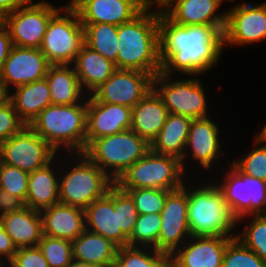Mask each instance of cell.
<instances>
[{
    "label": "cell",
    "mask_w": 266,
    "mask_h": 267,
    "mask_svg": "<svg viewBox=\"0 0 266 267\" xmlns=\"http://www.w3.org/2000/svg\"><path fill=\"white\" fill-rule=\"evenodd\" d=\"M7 264L10 267H48L38 246L17 248L15 256Z\"/></svg>",
    "instance_id": "obj_43"
},
{
    "label": "cell",
    "mask_w": 266,
    "mask_h": 267,
    "mask_svg": "<svg viewBox=\"0 0 266 267\" xmlns=\"http://www.w3.org/2000/svg\"><path fill=\"white\" fill-rule=\"evenodd\" d=\"M16 251L17 247L13 244L10 235L5 231L0 222V267H7L5 264L15 256ZM2 257L7 262L3 263Z\"/></svg>",
    "instance_id": "obj_44"
},
{
    "label": "cell",
    "mask_w": 266,
    "mask_h": 267,
    "mask_svg": "<svg viewBox=\"0 0 266 267\" xmlns=\"http://www.w3.org/2000/svg\"><path fill=\"white\" fill-rule=\"evenodd\" d=\"M25 126L11 101L0 106V144L19 133Z\"/></svg>",
    "instance_id": "obj_42"
},
{
    "label": "cell",
    "mask_w": 266,
    "mask_h": 267,
    "mask_svg": "<svg viewBox=\"0 0 266 267\" xmlns=\"http://www.w3.org/2000/svg\"><path fill=\"white\" fill-rule=\"evenodd\" d=\"M168 114L162 98L152 88L132 108L130 129L151 144L165 124Z\"/></svg>",
    "instance_id": "obj_24"
},
{
    "label": "cell",
    "mask_w": 266,
    "mask_h": 267,
    "mask_svg": "<svg viewBox=\"0 0 266 267\" xmlns=\"http://www.w3.org/2000/svg\"><path fill=\"white\" fill-rule=\"evenodd\" d=\"M184 173L179 158L149 150L115 184L121 189L152 188L172 191L183 186L184 181L181 178Z\"/></svg>",
    "instance_id": "obj_6"
},
{
    "label": "cell",
    "mask_w": 266,
    "mask_h": 267,
    "mask_svg": "<svg viewBox=\"0 0 266 267\" xmlns=\"http://www.w3.org/2000/svg\"><path fill=\"white\" fill-rule=\"evenodd\" d=\"M67 267H101V266L73 259Z\"/></svg>",
    "instance_id": "obj_50"
},
{
    "label": "cell",
    "mask_w": 266,
    "mask_h": 267,
    "mask_svg": "<svg viewBox=\"0 0 266 267\" xmlns=\"http://www.w3.org/2000/svg\"><path fill=\"white\" fill-rule=\"evenodd\" d=\"M218 130L217 124L210 120L209 117L192 120L185 148L186 152H184L183 157L180 159L184 172L185 164L183 162L188 155L187 150L189 149L192 152H190L192 158L200 162L201 167L207 170L210 169L217 157L223 156L220 151L221 144L218 138Z\"/></svg>",
    "instance_id": "obj_20"
},
{
    "label": "cell",
    "mask_w": 266,
    "mask_h": 267,
    "mask_svg": "<svg viewBox=\"0 0 266 267\" xmlns=\"http://www.w3.org/2000/svg\"><path fill=\"white\" fill-rule=\"evenodd\" d=\"M149 150L150 144L132 129H128L92 140L83 154L116 182Z\"/></svg>",
    "instance_id": "obj_5"
},
{
    "label": "cell",
    "mask_w": 266,
    "mask_h": 267,
    "mask_svg": "<svg viewBox=\"0 0 266 267\" xmlns=\"http://www.w3.org/2000/svg\"><path fill=\"white\" fill-rule=\"evenodd\" d=\"M224 45H245L266 39V2L241 3L226 12Z\"/></svg>",
    "instance_id": "obj_15"
},
{
    "label": "cell",
    "mask_w": 266,
    "mask_h": 267,
    "mask_svg": "<svg viewBox=\"0 0 266 267\" xmlns=\"http://www.w3.org/2000/svg\"><path fill=\"white\" fill-rule=\"evenodd\" d=\"M257 136L259 138H261L262 140L266 141V123H265L263 129L260 131V133Z\"/></svg>",
    "instance_id": "obj_52"
},
{
    "label": "cell",
    "mask_w": 266,
    "mask_h": 267,
    "mask_svg": "<svg viewBox=\"0 0 266 267\" xmlns=\"http://www.w3.org/2000/svg\"><path fill=\"white\" fill-rule=\"evenodd\" d=\"M46 79L52 104L73 105L82 101V94L85 93V90H82L74 65H50Z\"/></svg>",
    "instance_id": "obj_31"
},
{
    "label": "cell",
    "mask_w": 266,
    "mask_h": 267,
    "mask_svg": "<svg viewBox=\"0 0 266 267\" xmlns=\"http://www.w3.org/2000/svg\"><path fill=\"white\" fill-rule=\"evenodd\" d=\"M5 231L17 248L35 247L43 236L40 211L24 206L21 210L0 217Z\"/></svg>",
    "instance_id": "obj_25"
},
{
    "label": "cell",
    "mask_w": 266,
    "mask_h": 267,
    "mask_svg": "<svg viewBox=\"0 0 266 267\" xmlns=\"http://www.w3.org/2000/svg\"><path fill=\"white\" fill-rule=\"evenodd\" d=\"M170 78V75L161 72L153 77V89L162 98L168 112L191 119L208 117L205 91L200 79L169 82Z\"/></svg>",
    "instance_id": "obj_10"
},
{
    "label": "cell",
    "mask_w": 266,
    "mask_h": 267,
    "mask_svg": "<svg viewBox=\"0 0 266 267\" xmlns=\"http://www.w3.org/2000/svg\"><path fill=\"white\" fill-rule=\"evenodd\" d=\"M253 221L236 236L247 248L266 261V214L253 215Z\"/></svg>",
    "instance_id": "obj_40"
},
{
    "label": "cell",
    "mask_w": 266,
    "mask_h": 267,
    "mask_svg": "<svg viewBox=\"0 0 266 267\" xmlns=\"http://www.w3.org/2000/svg\"><path fill=\"white\" fill-rule=\"evenodd\" d=\"M225 25L183 26L159 10L161 73L197 77L217 64L224 48Z\"/></svg>",
    "instance_id": "obj_1"
},
{
    "label": "cell",
    "mask_w": 266,
    "mask_h": 267,
    "mask_svg": "<svg viewBox=\"0 0 266 267\" xmlns=\"http://www.w3.org/2000/svg\"><path fill=\"white\" fill-rule=\"evenodd\" d=\"M25 204L7 190L0 188V217L10 212L21 210Z\"/></svg>",
    "instance_id": "obj_45"
},
{
    "label": "cell",
    "mask_w": 266,
    "mask_h": 267,
    "mask_svg": "<svg viewBox=\"0 0 266 267\" xmlns=\"http://www.w3.org/2000/svg\"><path fill=\"white\" fill-rule=\"evenodd\" d=\"M231 239L191 236L170 256V267H222L224 252Z\"/></svg>",
    "instance_id": "obj_17"
},
{
    "label": "cell",
    "mask_w": 266,
    "mask_h": 267,
    "mask_svg": "<svg viewBox=\"0 0 266 267\" xmlns=\"http://www.w3.org/2000/svg\"><path fill=\"white\" fill-rule=\"evenodd\" d=\"M222 267H266V261L235 237L227 243Z\"/></svg>",
    "instance_id": "obj_36"
},
{
    "label": "cell",
    "mask_w": 266,
    "mask_h": 267,
    "mask_svg": "<svg viewBox=\"0 0 266 267\" xmlns=\"http://www.w3.org/2000/svg\"><path fill=\"white\" fill-rule=\"evenodd\" d=\"M6 25V15L0 11V30Z\"/></svg>",
    "instance_id": "obj_51"
},
{
    "label": "cell",
    "mask_w": 266,
    "mask_h": 267,
    "mask_svg": "<svg viewBox=\"0 0 266 267\" xmlns=\"http://www.w3.org/2000/svg\"><path fill=\"white\" fill-rule=\"evenodd\" d=\"M132 108L87 98L86 146L94 139L110 136L131 127Z\"/></svg>",
    "instance_id": "obj_18"
},
{
    "label": "cell",
    "mask_w": 266,
    "mask_h": 267,
    "mask_svg": "<svg viewBox=\"0 0 266 267\" xmlns=\"http://www.w3.org/2000/svg\"><path fill=\"white\" fill-rule=\"evenodd\" d=\"M161 229V214H139L128 246L148 247L157 250V240Z\"/></svg>",
    "instance_id": "obj_34"
},
{
    "label": "cell",
    "mask_w": 266,
    "mask_h": 267,
    "mask_svg": "<svg viewBox=\"0 0 266 267\" xmlns=\"http://www.w3.org/2000/svg\"><path fill=\"white\" fill-rule=\"evenodd\" d=\"M224 180L217 187L237 219V223L250 215L266 214V181L242 173L233 163Z\"/></svg>",
    "instance_id": "obj_9"
},
{
    "label": "cell",
    "mask_w": 266,
    "mask_h": 267,
    "mask_svg": "<svg viewBox=\"0 0 266 267\" xmlns=\"http://www.w3.org/2000/svg\"><path fill=\"white\" fill-rule=\"evenodd\" d=\"M117 69L139 70L153 77L161 72L159 10L143 9L118 26Z\"/></svg>",
    "instance_id": "obj_2"
},
{
    "label": "cell",
    "mask_w": 266,
    "mask_h": 267,
    "mask_svg": "<svg viewBox=\"0 0 266 267\" xmlns=\"http://www.w3.org/2000/svg\"><path fill=\"white\" fill-rule=\"evenodd\" d=\"M140 5L142 6L143 9H151L153 4L158 3L156 6H159L160 11H162V7H166L172 0H138Z\"/></svg>",
    "instance_id": "obj_48"
},
{
    "label": "cell",
    "mask_w": 266,
    "mask_h": 267,
    "mask_svg": "<svg viewBox=\"0 0 266 267\" xmlns=\"http://www.w3.org/2000/svg\"><path fill=\"white\" fill-rule=\"evenodd\" d=\"M8 90L9 89L7 88L5 82L1 79L0 76V106L10 101L11 92H9Z\"/></svg>",
    "instance_id": "obj_49"
},
{
    "label": "cell",
    "mask_w": 266,
    "mask_h": 267,
    "mask_svg": "<svg viewBox=\"0 0 266 267\" xmlns=\"http://www.w3.org/2000/svg\"><path fill=\"white\" fill-rule=\"evenodd\" d=\"M113 267H170V256L153 248L123 246L118 248Z\"/></svg>",
    "instance_id": "obj_33"
},
{
    "label": "cell",
    "mask_w": 266,
    "mask_h": 267,
    "mask_svg": "<svg viewBox=\"0 0 266 267\" xmlns=\"http://www.w3.org/2000/svg\"><path fill=\"white\" fill-rule=\"evenodd\" d=\"M80 162L59 178V203L86 209L96 199L104 197L115 182L83 153Z\"/></svg>",
    "instance_id": "obj_8"
},
{
    "label": "cell",
    "mask_w": 266,
    "mask_h": 267,
    "mask_svg": "<svg viewBox=\"0 0 266 267\" xmlns=\"http://www.w3.org/2000/svg\"><path fill=\"white\" fill-rule=\"evenodd\" d=\"M223 0H172L162 12L174 23L191 25H225L226 12L215 14Z\"/></svg>",
    "instance_id": "obj_21"
},
{
    "label": "cell",
    "mask_w": 266,
    "mask_h": 267,
    "mask_svg": "<svg viewBox=\"0 0 266 267\" xmlns=\"http://www.w3.org/2000/svg\"><path fill=\"white\" fill-rule=\"evenodd\" d=\"M168 193L161 211V229L157 240V251L171 256L187 238L191 237L188 225L187 186Z\"/></svg>",
    "instance_id": "obj_13"
},
{
    "label": "cell",
    "mask_w": 266,
    "mask_h": 267,
    "mask_svg": "<svg viewBox=\"0 0 266 267\" xmlns=\"http://www.w3.org/2000/svg\"><path fill=\"white\" fill-rule=\"evenodd\" d=\"M73 8L82 25L108 23L119 26L143 10L138 0H80Z\"/></svg>",
    "instance_id": "obj_19"
},
{
    "label": "cell",
    "mask_w": 266,
    "mask_h": 267,
    "mask_svg": "<svg viewBox=\"0 0 266 267\" xmlns=\"http://www.w3.org/2000/svg\"><path fill=\"white\" fill-rule=\"evenodd\" d=\"M85 44L115 63L117 68L118 26L108 23L83 25Z\"/></svg>",
    "instance_id": "obj_32"
},
{
    "label": "cell",
    "mask_w": 266,
    "mask_h": 267,
    "mask_svg": "<svg viewBox=\"0 0 266 267\" xmlns=\"http://www.w3.org/2000/svg\"><path fill=\"white\" fill-rule=\"evenodd\" d=\"M12 47V39L7 27L5 26L0 30V73Z\"/></svg>",
    "instance_id": "obj_46"
},
{
    "label": "cell",
    "mask_w": 266,
    "mask_h": 267,
    "mask_svg": "<svg viewBox=\"0 0 266 267\" xmlns=\"http://www.w3.org/2000/svg\"><path fill=\"white\" fill-rule=\"evenodd\" d=\"M254 148L233 164L244 174L266 181V141L255 137ZM264 142V143H263ZM262 144L256 147L258 144Z\"/></svg>",
    "instance_id": "obj_39"
},
{
    "label": "cell",
    "mask_w": 266,
    "mask_h": 267,
    "mask_svg": "<svg viewBox=\"0 0 266 267\" xmlns=\"http://www.w3.org/2000/svg\"><path fill=\"white\" fill-rule=\"evenodd\" d=\"M192 120L187 116L169 113L162 129L150 144V150L181 159L185 152Z\"/></svg>",
    "instance_id": "obj_30"
},
{
    "label": "cell",
    "mask_w": 266,
    "mask_h": 267,
    "mask_svg": "<svg viewBox=\"0 0 266 267\" xmlns=\"http://www.w3.org/2000/svg\"><path fill=\"white\" fill-rule=\"evenodd\" d=\"M213 183L214 181L194 189L187 188L189 232L191 236H220L233 239L237 235L231 231L238 224L237 219L232 215L221 190Z\"/></svg>",
    "instance_id": "obj_4"
},
{
    "label": "cell",
    "mask_w": 266,
    "mask_h": 267,
    "mask_svg": "<svg viewBox=\"0 0 266 267\" xmlns=\"http://www.w3.org/2000/svg\"><path fill=\"white\" fill-rule=\"evenodd\" d=\"M153 88V76L149 73L116 69L91 95L96 101L133 108Z\"/></svg>",
    "instance_id": "obj_14"
},
{
    "label": "cell",
    "mask_w": 266,
    "mask_h": 267,
    "mask_svg": "<svg viewBox=\"0 0 266 267\" xmlns=\"http://www.w3.org/2000/svg\"><path fill=\"white\" fill-rule=\"evenodd\" d=\"M84 43V27L76 10L64 5L48 22L40 50L50 65H72Z\"/></svg>",
    "instance_id": "obj_7"
},
{
    "label": "cell",
    "mask_w": 266,
    "mask_h": 267,
    "mask_svg": "<svg viewBox=\"0 0 266 267\" xmlns=\"http://www.w3.org/2000/svg\"><path fill=\"white\" fill-rule=\"evenodd\" d=\"M51 3L28 0L22 7L6 15V27L13 46L38 48L43 41L48 22L58 11Z\"/></svg>",
    "instance_id": "obj_12"
},
{
    "label": "cell",
    "mask_w": 266,
    "mask_h": 267,
    "mask_svg": "<svg viewBox=\"0 0 266 267\" xmlns=\"http://www.w3.org/2000/svg\"><path fill=\"white\" fill-rule=\"evenodd\" d=\"M114 209H118V228L129 239L139 214L131 196L117 184H114Z\"/></svg>",
    "instance_id": "obj_37"
},
{
    "label": "cell",
    "mask_w": 266,
    "mask_h": 267,
    "mask_svg": "<svg viewBox=\"0 0 266 267\" xmlns=\"http://www.w3.org/2000/svg\"><path fill=\"white\" fill-rule=\"evenodd\" d=\"M56 154L57 151L28 125L0 144V161L28 173L47 165Z\"/></svg>",
    "instance_id": "obj_11"
},
{
    "label": "cell",
    "mask_w": 266,
    "mask_h": 267,
    "mask_svg": "<svg viewBox=\"0 0 266 267\" xmlns=\"http://www.w3.org/2000/svg\"><path fill=\"white\" fill-rule=\"evenodd\" d=\"M83 101L73 105L51 104L29 126L57 152L64 145L74 154H81L86 149L87 99Z\"/></svg>",
    "instance_id": "obj_3"
},
{
    "label": "cell",
    "mask_w": 266,
    "mask_h": 267,
    "mask_svg": "<svg viewBox=\"0 0 266 267\" xmlns=\"http://www.w3.org/2000/svg\"><path fill=\"white\" fill-rule=\"evenodd\" d=\"M53 160L29 173L25 206L42 211L59 203V179L52 170Z\"/></svg>",
    "instance_id": "obj_29"
},
{
    "label": "cell",
    "mask_w": 266,
    "mask_h": 267,
    "mask_svg": "<svg viewBox=\"0 0 266 267\" xmlns=\"http://www.w3.org/2000/svg\"><path fill=\"white\" fill-rule=\"evenodd\" d=\"M80 0H71L68 5L66 6H69V7H74Z\"/></svg>",
    "instance_id": "obj_53"
},
{
    "label": "cell",
    "mask_w": 266,
    "mask_h": 267,
    "mask_svg": "<svg viewBox=\"0 0 266 267\" xmlns=\"http://www.w3.org/2000/svg\"><path fill=\"white\" fill-rule=\"evenodd\" d=\"M37 246L48 267H67L73 260L71 241L43 235Z\"/></svg>",
    "instance_id": "obj_35"
},
{
    "label": "cell",
    "mask_w": 266,
    "mask_h": 267,
    "mask_svg": "<svg viewBox=\"0 0 266 267\" xmlns=\"http://www.w3.org/2000/svg\"><path fill=\"white\" fill-rule=\"evenodd\" d=\"M118 248L111 240L87 229L72 241L73 259L101 267H113Z\"/></svg>",
    "instance_id": "obj_28"
},
{
    "label": "cell",
    "mask_w": 266,
    "mask_h": 267,
    "mask_svg": "<svg viewBox=\"0 0 266 267\" xmlns=\"http://www.w3.org/2000/svg\"><path fill=\"white\" fill-rule=\"evenodd\" d=\"M126 191L134 201L138 214L156 213L160 214L165 199L170 192L165 189L137 188L122 189Z\"/></svg>",
    "instance_id": "obj_38"
},
{
    "label": "cell",
    "mask_w": 266,
    "mask_h": 267,
    "mask_svg": "<svg viewBox=\"0 0 266 267\" xmlns=\"http://www.w3.org/2000/svg\"><path fill=\"white\" fill-rule=\"evenodd\" d=\"M10 101L19 118L29 126L41 111L52 104L46 77L15 87V92L10 94Z\"/></svg>",
    "instance_id": "obj_27"
},
{
    "label": "cell",
    "mask_w": 266,
    "mask_h": 267,
    "mask_svg": "<svg viewBox=\"0 0 266 267\" xmlns=\"http://www.w3.org/2000/svg\"><path fill=\"white\" fill-rule=\"evenodd\" d=\"M50 64L38 48L13 46L3 64L0 76L8 89L46 77Z\"/></svg>",
    "instance_id": "obj_16"
},
{
    "label": "cell",
    "mask_w": 266,
    "mask_h": 267,
    "mask_svg": "<svg viewBox=\"0 0 266 267\" xmlns=\"http://www.w3.org/2000/svg\"><path fill=\"white\" fill-rule=\"evenodd\" d=\"M43 235L75 240L85 229L84 209L61 203L40 211Z\"/></svg>",
    "instance_id": "obj_23"
},
{
    "label": "cell",
    "mask_w": 266,
    "mask_h": 267,
    "mask_svg": "<svg viewBox=\"0 0 266 267\" xmlns=\"http://www.w3.org/2000/svg\"><path fill=\"white\" fill-rule=\"evenodd\" d=\"M74 66L79 82L86 93L95 91L117 69L115 63L88 47L85 43L77 54ZM87 90H89L87 92Z\"/></svg>",
    "instance_id": "obj_26"
},
{
    "label": "cell",
    "mask_w": 266,
    "mask_h": 267,
    "mask_svg": "<svg viewBox=\"0 0 266 267\" xmlns=\"http://www.w3.org/2000/svg\"><path fill=\"white\" fill-rule=\"evenodd\" d=\"M86 229L104 236L118 247L128 246V238L118 228V209H114V185L108 193L85 210Z\"/></svg>",
    "instance_id": "obj_22"
},
{
    "label": "cell",
    "mask_w": 266,
    "mask_h": 267,
    "mask_svg": "<svg viewBox=\"0 0 266 267\" xmlns=\"http://www.w3.org/2000/svg\"><path fill=\"white\" fill-rule=\"evenodd\" d=\"M29 173L0 161V188L18 197L24 204L28 190Z\"/></svg>",
    "instance_id": "obj_41"
},
{
    "label": "cell",
    "mask_w": 266,
    "mask_h": 267,
    "mask_svg": "<svg viewBox=\"0 0 266 267\" xmlns=\"http://www.w3.org/2000/svg\"><path fill=\"white\" fill-rule=\"evenodd\" d=\"M28 0H0V11L5 15L22 7Z\"/></svg>",
    "instance_id": "obj_47"
}]
</instances>
